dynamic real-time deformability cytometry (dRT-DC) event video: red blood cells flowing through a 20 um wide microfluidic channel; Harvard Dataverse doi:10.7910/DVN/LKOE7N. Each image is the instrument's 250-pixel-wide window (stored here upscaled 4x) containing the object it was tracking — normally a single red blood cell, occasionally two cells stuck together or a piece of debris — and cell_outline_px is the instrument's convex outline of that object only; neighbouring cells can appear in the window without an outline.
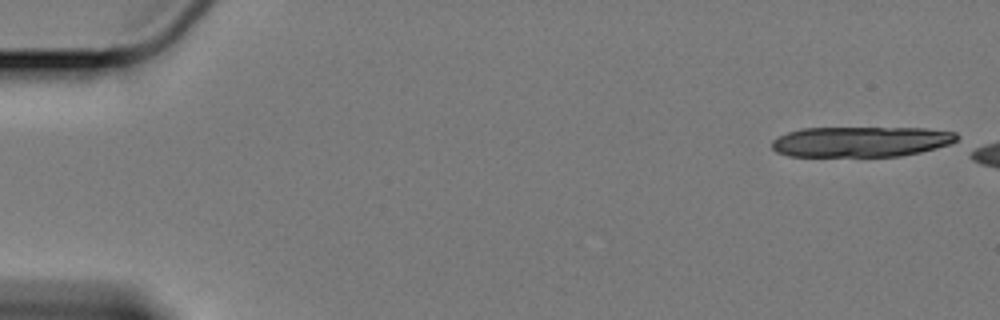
{"species": "Egyptian fruit bat (a non-hibernating species)", "species_latin": "Rousettus aegyptiacus", "temperature_condition": "cold", "stored_images_in_passage": 7, "camera_frame_rate_fps": 3000, "um_per_image_px": 0.085, "animal": {"sex": "female"}, "frame": {"image": 1, "passage_image": 1, "time_ms": 0.0, "image_size_px": [1000, 320], "cell_outline_px": [[956, 140], [948, 144], [936, 148], [920, 152], [900, 156], [788, 156], [776, 152], [772, 148], [772, 140], [788, 132], [804, 128], [924, 128], [956, 132]], "centroid_in_image_um": [73.15, 12.04], "position_along_channel_um": 11.8, "area_um2": 32.6}}